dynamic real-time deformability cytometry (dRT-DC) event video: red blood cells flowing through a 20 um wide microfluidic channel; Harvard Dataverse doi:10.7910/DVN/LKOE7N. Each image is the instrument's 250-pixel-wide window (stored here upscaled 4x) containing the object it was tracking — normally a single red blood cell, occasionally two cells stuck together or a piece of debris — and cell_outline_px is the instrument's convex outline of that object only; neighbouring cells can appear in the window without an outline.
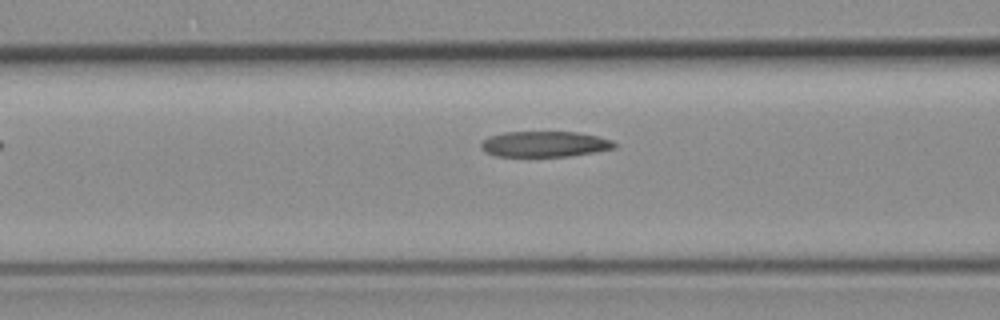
{"species": "common noctule bat (a hibernating species)", "species_latin": "Nyctalus noctula", "temperature_condition": "room temperature", "stored_images_in_passage": 5, "camera_frame_rate_fps": 3000, "um_per_image_px": 0.085, "animal": {"sex": "female", "body_mass_g": 19.3, "forearm_length_mm": 54.1}, "frame": {"image": 1, "passage_image": 4, "time_ms": 3.667, "image_size_px": [1000, 320], "cell_outline_px": [[616, 148], [568, 156], [496, 156], [488, 152], [480, 144], [484, 140], [492, 136], [504, 132], [576, 132], [596, 136], [612, 140], [616, 144]], "centroid_in_image_um": [46.33, 12.24], "position_along_channel_um": 120.3, "area_um2": 19.54}}
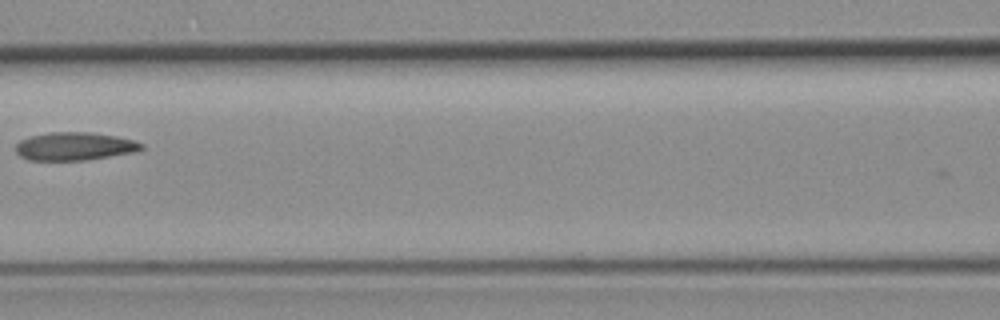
{"frame": {"image": 2, "passage_image": 5, "time_ms": 4.667, "image_size_px": [1000, 320], "cell_outline_px": [[144, 148], [136, 152], [84, 160], [28, 160], [20, 156], [16, 152], [16, 144], [20, 140], [32, 136], [48, 132], [92, 132], [116, 136], [132, 140], [144, 144]], "centroid_in_image_um": [6.34, 12.43], "position_along_channel_um": 160.3, "area_um2": 20.58}}